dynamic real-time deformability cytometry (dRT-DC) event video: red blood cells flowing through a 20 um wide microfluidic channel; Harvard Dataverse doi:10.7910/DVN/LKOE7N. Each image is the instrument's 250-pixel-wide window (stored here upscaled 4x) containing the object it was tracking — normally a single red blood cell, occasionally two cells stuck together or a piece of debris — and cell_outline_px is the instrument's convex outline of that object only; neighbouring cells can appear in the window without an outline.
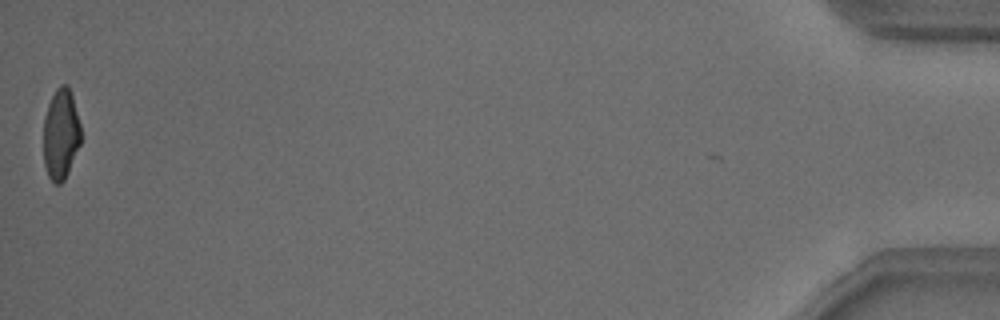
{"species": "common noctule bat (a hibernating species)", "species_latin": "Nyctalus noctula", "temperature_condition": "warm", "stored_images_in_passage": 47, "camera_frame_rate_fps": 3000, "um_per_image_px": 0.085, "animal": {"sex": "male", "body_mass_g": 18.8}, "frame": {"image": 1, "passage_image": 47, "time_ms": 15.333, "image_size_px": [1000, 320], "cell_outline_px": [[80, 144], [68, 172], [64, 180], [60, 184], [56, 184], [48, 176], [44, 164], [44, 116], [48, 104], [56, 88], [60, 84], [68, 84], [72, 96], [80, 124]], "centroid_in_image_um": [5.16, 11.39], "position_along_channel_um": 430.0, "area_um2": 19.65}, "authors_computed_cell_mechanics": {"area_um2": 21.2704, "velocity_mm_per_s": 3.8449, "shape_relaxation_time_tau1_ms": 4.184, "shape_relaxation_time_tau2_ms": 1.4552, "deformation_change_tau1": 0.1493, "deformation_change_tau2": 0.0853}}